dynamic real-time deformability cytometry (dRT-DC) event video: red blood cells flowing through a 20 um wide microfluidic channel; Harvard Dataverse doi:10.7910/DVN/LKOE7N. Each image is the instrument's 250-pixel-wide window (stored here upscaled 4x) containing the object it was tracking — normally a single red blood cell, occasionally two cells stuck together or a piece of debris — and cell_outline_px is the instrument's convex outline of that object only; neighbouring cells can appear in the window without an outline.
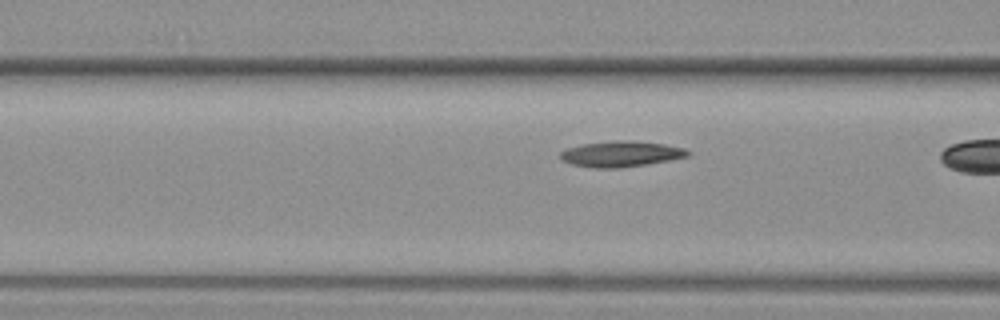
{"species": "common noctule bat (a hibernating species)", "species_latin": "Nyctalus noctula", "temperature_condition": "warm", "stored_images_in_passage": 9, "camera_frame_rate_fps": 3000, "um_per_image_px": 0.085, "animal": {"sex": "female", "body_mass_g": 19.3, "forearm_length_mm": 54.1}, "frame": {"image": 1, "passage_image": 8, "time_ms": 2.333, "image_size_px": [1000, 320], "cell_outline_px": [[692, 152], [688, 156], [668, 160], [644, 164], [616, 168], [592, 168], [572, 164], [560, 160], [560, 152], [568, 148], [580, 144], [612, 140], [632, 140], [664, 144], [684, 148]], "centroid_in_image_um": [52.75, 13.07], "position_along_channel_um": 113.9, "area_um2": 19.13}}